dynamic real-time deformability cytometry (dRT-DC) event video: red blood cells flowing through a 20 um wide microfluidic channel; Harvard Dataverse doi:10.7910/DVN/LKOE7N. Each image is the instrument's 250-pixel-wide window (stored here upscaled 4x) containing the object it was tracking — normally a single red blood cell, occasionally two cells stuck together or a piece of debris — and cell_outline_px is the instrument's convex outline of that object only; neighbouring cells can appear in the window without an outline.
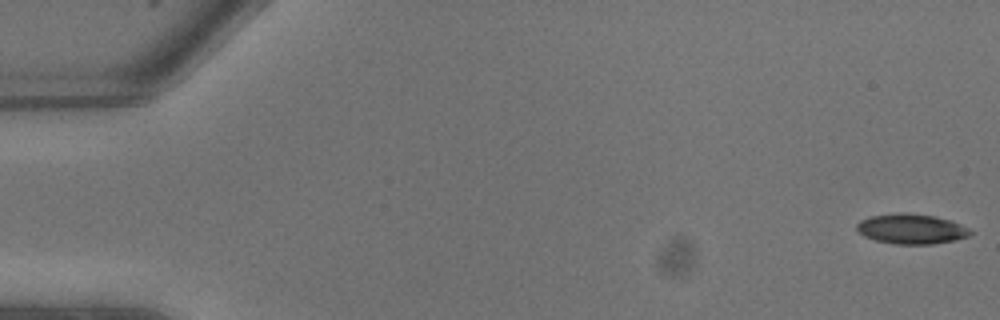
{"species": "common noctule bat (a hibernating species)", "species_latin": "Nyctalus noctula", "temperature_condition": "warm", "stored_images_in_passage": 8, "camera_frame_rate_fps": 3000, "um_per_image_px": 0.085, "animal": {"sex": "male", "body_mass_g": 13.3}, "frame": {"image": 1, "passage_image": 1, "time_ms": 0.0, "image_size_px": [1000, 320], "cell_outline_px": [[972, 232], [968, 236], [952, 240], [932, 244], [892, 244], [876, 240], [864, 236], [856, 228], [856, 224], [860, 220], [868, 216], [896, 212], [904, 212], [936, 216], [952, 220], [968, 228]], "centroid_in_image_um": [77.43, 19.44], "position_along_channel_um": 7.6, "area_um2": 20.0}}
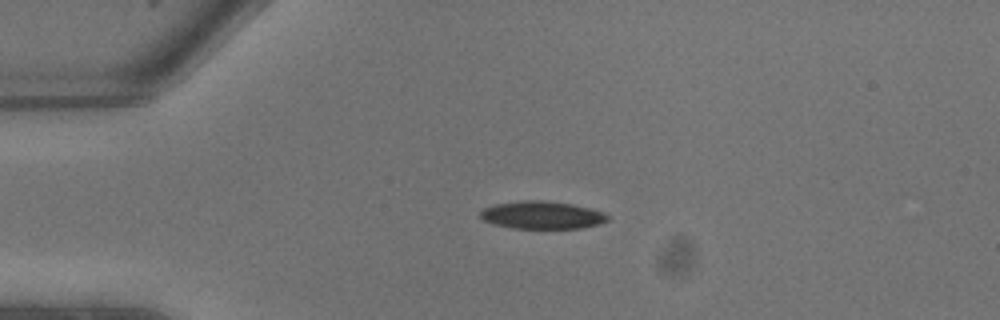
{"frame": {"image": 2, "passage_image": 6, "time_ms": 1.667, "image_size_px": [1000, 320], "cell_outline_px": [[608, 220], [600, 224], [580, 228], [512, 228], [496, 224], [484, 220], [480, 216], [480, 212], [484, 208], [496, 204], [524, 200], [544, 200], [572, 204], [604, 212], [608, 216]], "centroid_in_image_um": [46.09, 18.28], "position_along_channel_um": 38.9, "area_um2": 20.35}}